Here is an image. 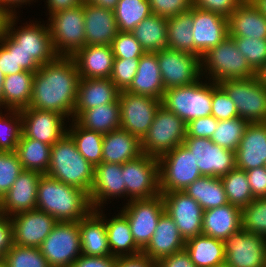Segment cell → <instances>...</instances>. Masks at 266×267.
I'll return each mask as SVG.
<instances>
[{
    "mask_svg": "<svg viewBox=\"0 0 266 267\" xmlns=\"http://www.w3.org/2000/svg\"><path fill=\"white\" fill-rule=\"evenodd\" d=\"M225 263L230 267H264L266 238L244 229L224 241Z\"/></svg>",
    "mask_w": 266,
    "mask_h": 267,
    "instance_id": "e0dca14e",
    "label": "cell"
},
{
    "mask_svg": "<svg viewBox=\"0 0 266 267\" xmlns=\"http://www.w3.org/2000/svg\"><path fill=\"white\" fill-rule=\"evenodd\" d=\"M218 126V120L212 115L196 118L186 124V137L211 138Z\"/></svg>",
    "mask_w": 266,
    "mask_h": 267,
    "instance_id": "6f0895ef",
    "label": "cell"
},
{
    "mask_svg": "<svg viewBox=\"0 0 266 267\" xmlns=\"http://www.w3.org/2000/svg\"><path fill=\"white\" fill-rule=\"evenodd\" d=\"M244 0H193V6L228 18Z\"/></svg>",
    "mask_w": 266,
    "mask_h": 267,
    "instance_id": "680465c9",
    "label": "cell"
},
{
    "mask_svg": "<svg viewBox=\"0 0 266 267\" xmlns=\"http://www.w3.org/2000/svg\"><path fill=\"white\" fill-rule=\"evenodd\" d=\"M35 73L22 71L5 76L3 84V108L22 110L29 106L32 97L33 78Z\"/></svg>",
    "mask_w": 266,
    "mask_h": 267,
    "instance_id": "d590c367",
    "label": "cell"
},
{
    "mask_svg": "<svg viewBox=\"0 0 266 267\" xmlns=\"http://www.w3.org/2000/svg\"><path fill=\"white\" fill-rule=\"evenodd\" d=\"M205 82L199 79L190 85L165 90L162 106L186 124L193 119L211 115L213 82Z\"/></svg>",
    "mask_w": 266,
    "mask_h": 267,
    "instance_id": "5b68a950",
    "label": "cell"
},
{
    "mask_svg": "<svg viewBox=\"0 0 266 267\" xmlns=\"http://www.w3.org/2000/svg\"><path fill=\"white\" fill-rule=\"evenodd\" d=\"M242 229L266 238V198H256L241 210Z\"/></svg>",
    "mask_w": 266,
    "mask_h": 267,
    "instance_id": "7dc6e473",
    "label": "cell"
},
{
    "mask_svg": "<svg viewBox=\"0 0 266 267\" xmlns=\"http://www.w3.org/2000/svg\"><path fill=\"white\" fill-rule=\"evenodd\" d=\"M256 77L260 83L266 87V62L263 66L256 72Z\"/></svg>",
    "mask_w": 266,
    "mask_h": 267,
    "instance_id": "8c879c8a",
    "label": "cell"
},
{
    "mask_svg": "<svg viewBox=\"0 0 266 267\" xmlns=\"http://www.w3.org/2000/svg\"><path fill=\"white\" fill-rule=\"evenodd\" d=\"M251 2L266 16V0H251Z\"/></svg>",
    "mask_w": 266,
    "mask_h": 267,
    "instance_id": "753ad0ef",
    "label": "cell"
},
{
    "mask_svg": "<svg viewBox=\"0 0 266 267\" xmlns=\"http://www.w3.org/2000/svg\"><path fill=\"white\" fill-rule=\"evenodd\" d=\"M246 172L253 197L266 198V166L250 169Z\"/></svg>",
    "mask_w": 266,
    "mask_h": 267,
    "instance_id": "91938a15",
    "label": "cell"
},
{
    "mask_svg": "<svg viewBox=\"0 0 266 267\" xmlns=\"http://www.w3.org/2000/svg\"><path fill=\"white\" fill-rule=\"evenodd\" d=\"M234 102L240 118L249 123L266 122V87L256 76L218 83Z\"/></svg>",
    "mask_w": 266,
    "mask_h": 267,
    "instance_id": "9c48e42d",
    "label": "cell"
},
{
    "mask_svg": "<svg viewBox=\"0 0 266 267\" xmlns=\"http://www.w3.org/2000/svg\"><path fill=\"white\" fill-rule=\"evenodd\" d=\"M233 39L250 67L257 72L266 62V39L250 37H233Z\"/></svg>",
    "mask_w": 266,
    "mask_h": 267,
    "instance_id": "681fc988",
    "label": "cell"
},
{
    "mask_svg": "<svg viewBox=\"0 0 266 267\" xmlns=\"http://www.w3.org/2000/svg\"><path fill=\"white\" fill-rule=\"evenodd\" d=\"M183 144L193 153L202 176L222 177L236 168L235 152L203 137H185Z\"/></svg>",
    "mask_w": 266,
    "mask_h": 267,
    "instance_id": "2e32d148",
    "label": "cell"
},
{
    "mask_svg": "<svg viewBox=\"0 0 266 267\" xmlns=\"http://www.w3.org/2000/svg\"><path fill=\"white\" fill-rule=\"evenodd\" d=\"M211 115L218 121L239 117L234 102L226 91L214 82Z\"/></svg>",
    "mask_w": 266,
    "mask_h": 267,
    "instance_id": "f5cc1de1",
    "label": "cell"
},
{
    "mask_svg": "<svg viewBox=\"0 0 266 267\" xmlns=\"http://www.w3.org/2000/svg\"><path fill=\"white\" fill-rule=\"evenodd\" d=\"M200 62L201 76L208 73L206 77L209 81L217 84L224 80L248 79L256 76V72L248 64L246 57L237 49L231 36H227L217 46L208 50L200 58Z\"/></svg>",
    "mask_w": 266,
    "mask_h": 267,
    "instance_id": "277c9868",
    "label": "cell"
},
{
    "mask_svg": "<svg viewBox=\"0 0 266 267\" xmlns=\"http://www.w3.org/2000/svg\"><path fill=\"white\" fill-rule=\"evenodd\" d=\"M13 244L11 218L0 214V250L5 254Z\"/></svg>",
    "mask_w": 266,
    "mask_h": 267,
    "instance_id": "e7e4bbea",
    "label": "cell"
},
{
    "mask_svg": "<svg viewBox=\"0 0 266 267\" xmlns=\"http://www.w3.org/2000/svg\"><path fill=\"white\" fill-rule=\"evenodd\" d=\"M5 80V75L0 70V108L3 107V84Z\"/></svg>",
    "mask_w": 266,
    "mask_h": 267,
    "instance_id": "34e18365",
    "label": "cell"
},
{
    "mask_svg": "<svg viewBox=\"0 0 266 267\" xmlns=\"http://www.w3.org/2000/svg\"><path fill=\"white\" fill-rule=\"evenodd\" d=\"M142 154L141 140L121 128L103 135L102 162L123 164Z\"/></svg>",
    "mask_w": 266,
    "mask_h": 267,
    "instance_id": "d6a6232c",
    "label": "cell"
},
{
    "mask_svg": "<svg viewBox=\"0 0 266 267\" xmlns=\"http://www.w3.org/2000/svg\"><path fill=\"white\" fill-rule=\"evenodd\" d=\"M0 70L5 76L16 74L14 51H7L0 44Z\"/></svg>",
    "mask_w": 266,
    "mask_h": 267,
    "instance_id": "03108f58",
    "label": "cell"
},
{
    "mask_svg": "<svg viewBox=\"0 0 266 267\" xmlns=\"http://www.w3.org/2000/svg\"><path fill=\"white\" fill-rule=\"evenodd\" d=\"M20 115L22 133L27 138L53 145L67 133L66 117L57 112L27 107L20 110Z\"/></svg>",
    "mask_w": 266,
    "mask_h": 267,
    "instance_id": "ffe728a7",
    "label": "cell"
},
{
    "mask_svg": "<svg viewBox=\"0 0 266 267\" xmlns=\"http://www.w3.org/2000/svg\"><path fill=\"white\" fill-rule=\"evenodd\" d=\"M249 122L240 117L218 121V126L210 138L220 147L236 151Z\"/></svg>",
    "mask_w": 266,
    "mask_h": 267,
    "instance_id": "f6af8a7d",
    "label": "cell"
},
{
    "mask_svg": "<svg viewBox=\"0 0 266 267\" xmlns=\"http://www.w3.org/2000/svg\"><path fill=\"white\" fill-rule=\"evenodd\" d=\"M90 202L94 210H101L107 199L126 195L122 164L101 162L94 168V180L90 190Z\"/></svg>",
    "mask_w": 266,
    "mask_h": 267,
    "instance_id": "603a6c76",
    "label": "cell"
},
{
    "mask_svg": "<svg viewBox=\"0 0 266 267\" xmlns=\"http://www.w3.org/2000/svg\"><path fill=\"white\" fill-rule=\"evenodd\" d=\"M165 212L173 219L181 237L187 241L202 234L203 209L184 191L161 193Z\"/></svg>",
    "mask_w": 266,
    "mask_h": 267,
    "instance_id": "ac0fdd59",
    "label": "cell"
},
{
    "mask_svg": "<svg viewBox=\"0 0 266 267\" xmlns=\"http://www.w3.org/2000/svg\"><path fill=\"white\" fill-rule=\"evenodd\" d=\"M158 162L160 193L183 191L202 176L193 153L184 144L162 155Z\"/></svg>",
    "mask_w": 266,
    "mask_h": 267,
    "instance_id": "ba28073f",
    "label": "cell"
},
{
    "mask_svg": "<svg viewBox=\"0 0 266 267\" xmlns=\"http://www.w3.org/2000/svg\"><path fill=\"white\" fill-rule=\"evenodd\" d=\"M67 129L76 144L77 150L94 167L102 162L103 135L100 132L88 130L82 127L75 119Z\"/></svg>",
    "mask_w": 266,
    "mask_h": 267,
    "instance_id": "b9f144b4",
    "label": "cell"
},
{
    "mask_svg": "<svg viewBox=\"0 0 266 267\" xmlns=\"http://www.w3.org/2000/svg\"><path fill=\"white\" fill-rule=\"evenodd\" d=\"M139 59L114 58L110 79L120 90H126L137 73Z\"/></svg>",
    "mask_w": 266,
    "mask_h": 267,
    "instance_id": "db71d44e",
    "label": "cell"
},
{
    "mask_svg": "<svg viewBox=\"0 0 266 267\" xmlns=\"http://www.w3.org/2000/svg\"><path fill=\"white\" fill-rule=\"evenodd\" d=\"M220 179L224 186L228 203L242 210L255 199L244 170L235 168L220 177Z\"/></svg>",
    "mask_w": 266,
    "mask_h": 267,
    "instance_id": "ee69618b",
    "label": "cell"
},
{
    "mask_svg": "<svg viewBox=\"0 0 266 267\" xmlns=\"http://www.w3.org/2000/svg\"><path fill=\"white\" fill-rule=\"evenodd\" d=\"M217 267H230V266H228L226 263H223L221 265H218Z\"/></svg>",
    "mask_w": 266,
    "mask_h": 267,
    "instance_id": "2a66077c",
    "label": "cell"
},
{
    "mask_svg": "<svg viewBox=\"0 0 266 267\" xmlns=\"http://www.w3.org/2000/svg\"><path fill=\"white\" fill-rule=\"evenodd\" d=\"M39 249L50 267H70L82 255L78 221L57 222Z\"/></svg>",
    "mask_w": 266,
    "mask_h": 267,
    "instance_id": "30bf717a",
    "label": "cell"
},
{
    "mask_svg": "<svg viewBox=\"0 0 266 267\" xmlns=\"http://www.w3.org/2000/svg\"><path fill=\"white\" fill-rule=\"evenodd\" d=\"M157 266L158 267H196V265L192 262L189 253L185 249L161 258L157 262Z\"/></svg>",
    "mask_w": 266,
    "mask_h": 267,
    "instance_id": "94428289",
    "label": "cell"
},
{
    "mask_svg": "<svg viewBox=\"0 0 266 267\" xmlns=\"http://www.w3.org/2000/svg\"><path fill=\"white\" fill-rule=\"evenodd\" d=\"M242 228L241 209L227 203L203 211L202 234L225 241Z\"/></svg>",
    "mask_w": 266,
    "mask_h": 267,
    "instance_id": "f546056e",
    "label": "cell"
},
{
    "mask_svg": "<svg viewBox=\"0 0 266 267\" xmlns=\"http://www.w3.org/2000/svg\"><path fill=\"white\" fill-rule=\"evenodd\" d=\"M0 44L7 51H14V60L16 62V73L22 71L37 72L40 65L23 50L17 48V44L5 33L1 39Z\"/></svg>",
    "mask_w": 266,
    "mask_h": 267,
    "instance_id": "9f6ffc18",
    "label": "cell"
},
{
    "mask_svg": "<svg viewBox=\"0 0 266 267\" xmlns=\"http://www.w3.org/2000/svg\"><path fill=\"white\" fill-rule=\"evenodd\" d=\"M157 262L151 260L147 255L140 253L135 256L116 257L114 267H156Z\"/></svg>",
    "mask_w": 266,
    "mask_h": 267,
    "instance_id": "be15d7a7",
    "label": "cell"
},
{
    "mask_svg": "<svg viewBox=\"0 0 266 267\" xmlns=\"http://www.w3.org/2000/svg\"><path fill=\"white\" fill-rule=\"evenodd\" d=\"M119 0H84L89 4L102 7L105 9L114 10Z\"/></svg>",
    "mask_w": 266,
    "mask_h": 267,
    "instance_id": "89a4df30",
    "label": "cell"
},
{
    "mask_svg": "<svg viewBox=\"0 0 266 267\" xmlns=\"http://www.w3.org/2000/svg\"><path fill=\"white\" fill-rule=\"evenodd\" d=\"M183 191L197 201L203 210L228 203L224 186L219 177L201 176Z\"/></svg>",
    "mask_w": 266,
    "mask_h": 267,
    "instance_id": "74e56055",
    "label": "cell"
},
{
    "mask_svg": "<svg viewBox=\"0 0 266 267\" xmlns=\"http://www.w3.org/2000/svg\"><path fill=\"white\" fill-rule=\"evenodd\" d=\"M185 137L186 123L161 105L148 132L141 139L142 153L160 158L183 144Z\"/></svg>",
    "mask_w": 266,
    "mask_h": 267,
    "instance_id": "8992f818",
    "label": "cell"
},
{
    "mask_svg": "<svg viewBox=\"0 0 266 267\" xmlns=\"http://www.w3.org/2000/svg\"><path fill=\"white\" fill-rule=\"evenodd\" d=\"M103 211L93 210L78 221L81 253L85 256L105 257L111 255Z\"/></svg>",
    "mask_w": 266,
    "mask_h": 267,
    "instance_id": "f1b7e54d",
    "label": "cell"
},
{
    "mask_svg": "<svg viewBox=\"0 0 266 267\" xmlns=\"http://www.w3.org/2000/svg\"><path fill=\"white\" fill-rule=\"evenodd\" d=\"M192 17L196 56L201 58L208 50L229 36L228 18L194 6L192 7Z\"/></svg>",
    "mask_w": 266,
    "mask_h": 267,
    "instance_id": "44dd1931",
    "label": "cell"
},
{
    "mask_svg": "<svg viewBox=\"0 0 266 267\" xmlns=\"http://www.w3.org/2000/svg\"><path fill=\"white\" fill-rule=\"evenodd\" d=\"M13 244L39 248L58 222L50 214L33 209L12 215Z\"/></svg>",
    "mask_w": 266,
    "mask_h": 267,
    "instance_id": "d6986e66",
    "label": "cell"
},
{
    "mask_svg": "<svg viewBox=\"0 0 266 267\" xmlns=\"http://www.w3.org/2000/svg\"><path fill=\"white\" fill-rule=\"evenodd\" d=\"M192 28V8L187 12L167 18L168 48L196 55Z\"/></svg>",
    "mask_w": 266,
    "mask_h": 267,
    "instance_id": "60d3db41",
    "label": "cell"
},
{
    "mask_svg": "<svg viewBox=\"0 0 266 267\" xmlns=\"http://www.w3.org/2000/svg\"><path fill=\"white\" fill-rule=\"evenodd\" d=\"M76 121L82 127L102 134L117 130L121 123L119 101L85 110Z\"/></svg>",
    "mask_w": 266,
    "mask_h": 267,
    "instance_id": "f35d334b",
    "label": "cell"
},
{
    "mask_svg": "<svg viewBox=\"0 0 266 267\" xmlns=\"http://www.w3.org/2000/svg\"><path fill=\"white\" fill-rule=\"evenodd\" d=\"M2 113L1 110L0 151L15 152L19 139L22 136V117L20 115V110H7L10 116H8L7 113Z\"/></svg>",
    "mask_w": 266,
    "mask_h": 267,
    "instance_id": "bcb514c9",
    "label": "cell"
},
{
    "mask_svg": "<svg viewBox=\"0 0 266 267\" xmlns=\"http://www.w3.org/2000/svg\"><path fill=\"white\" fill-rule=\"evenodd\" d=\"M48 20L52 46L58 56H72L85 46L84 3L57 11Z\"/></svg>",
    "mask_w": 266,
    "mask_h": 267,
    "instance_id": "52a82bcc",
    "label": "cell"
},
{
    "mask_svg": "<svg viewBox=\"0 0 266 267\" xmlns=\"http://www.w3.org/2000/svg\"><path fill=\"white\" fill-rule=\"evenodd\" d=\"M114 58L140 59L145 53L131 32H118L112 42Z\"/></svg>",
    "mask_w": 266,
    "mask_h": 267,
    "instance_id": "816d5d0a",
    "label": "cell"
},
{
    "mask_svg": "<svg viewBox=\"0 0 266 267\" xmlns=\"http://www.w3.org/2000/svg\"><path fill=\"white\" fill-rule=\"evenodd\" d=\"M23 170L16 152L0 151V199L12 187Z\"/></svg>",
    "mask_w": 266,
    "mask_h": 267,
    "instance_id": "f907efd6",
    "label": "cell"
},
{
    "mask_svg": "<svg viewBox=\"0 0 266 267\" xmlns=\"http://www.w3.org/2000/svg\"><path fill=\"white\" fill-rule=\"evenodd\" d=\"M120 90L110 78H83L79 80L77 102L74 109L76 120L85 110L114 103Z\"/></svg>",
    "mask_w": 266,
    "mask_h": 267,
    "instance_id": "4316f807",
    "label": "cell"
},
{
    "mask_svg": "<svg viewBox=\"0 0 266 267\" xmlns=\"http://www.w3.org/2000/svg\"><path fill=\"white\" fill-rule=\"evenodd\" d=\"M121 212L127 217L135 243L143 250L150 242L161 215L165 212L161 194L149 199L128 201Z\"/></svg>",
    "mask_w": 266,
    "mask_h": 267,
    "instance_id": "4fadbf2b",
    "label": "cell"
},
{
    "mask_svg": "<svg viewBox=\"0 0 266 267\" xmlns=\"http://www.w3.org/2000/svg\"><path fill=\"white\" fill-rule=\"evenodd\" d=\"M71 57L77 65L80 79L111 77L114 54L110 45H87Z\"/></svg>",
    "mask_w": 266,
    "mask_h": 267,
    "instance_id": "d4e9b609",
    "label": "cell"
},
{
    "mask_svg": "<svg viewBox=\"0 0 266 267\" xmlns=\"http://www.w3.org/2000/svg\"><path fill=\"white\" fill-rule=\"evenodd\" d=\"M50 154L46 175L90 194L95 167L77 150L68 133L51 146Z\"/></svg>",
    "mask_w": 266,
    "mask_h": 267,
    "instance_id": "3957f363",
    "label": "cell"
},
{
    "mask_svg": "<svg viewBox=\"0 0 266 267\" xmlns=\"http://www.w3.org/2000/svg\"><path fill=\"white\" fill-rule=\"evenodd\" d=\"M0 267H6V265L3 263V264H0Z\"/></svg>",
    "mask_w": 266,
    "mask_h": 267,
    "instance_id": "b9fcfbb0",
    "label": "cell"
},
{
    "mask_svg": "<svg viewBox=\"0 0 266 267\" xmlns=\"http://www.w3.org/2000/svg\"><path fill=\"white\" fill-rule=\"evenodd\" d=\"M235 158L236 168L244 171L266 166V122L247 125Z\"/></svg>",
    "mask_w": 266,
    "mask_h": 267,
    "instance_id": "cb8c5ba5",
    "label": "cell"
},
{
    "mask_svg": "<svg viewBox=\"0 0 266 267\" xmlns=\"http://www.w3.org/2000/svg\"><path fill=\"white\" fill-rule=\"evenodd\" d=\"M42 175L36 171L23 170L1 198L0 214L11 217L20 212L36 209L37 187Z\"/></svg>",
    "mask_w": 266,
    "mask_h": 267,
    "instance_id": "7402d4cb",
    "label": "cell"
},
{
    "mask_svg": "<svg viewBox=\"0 0 266 267\" xmlns=\"http://www.w3.org/2000/svg\"><path fill=\"white\" fill-rule=\"evenodd\" d=\"M152 14L170 18L187 12L193 7V0H148Z\"/></svg>",
    "mask_w": 266,
    "mask_h": 267,
    "instance_id": "11a10c76",
    "label": "cell"
},
{
    "mask_svg": "<svg viewBox=\"0 0 266 267\" xmlns=\"http://www.w3.org/2000/svg\"><path fill=\"white\" fill-rule=\"evenodd\" d=\"M85 46L112 45L119 32L114 11L84 2Z\"/></svg>",
    "mask_w": 266,
    "mask_h": 267,
    "instance_id": "484cf974",
    "label": "cell"
},
{
    "mask_svg": "<svg viewBox=\"0 0 266 267\" xmlns=\"http://www.w3.org/2000/svg\"><path fill=\"white\" fill-rule=\"evenodd\" d=\"M36 209L50 214L58 222H76L94 210L89 193L46 174L38 182Z\"/></svg>",
    "mask_w": 266,
    "mask_h": 267,
    "instance_id": "7a4b0ae2",
    "label": "cell"
},
{
    "mask_svg": "<svg viewBox=\"0 0 266 267\" xmlns=\"http://www.w3.org/2000/svg\"><path fill=\"white\" fill-rule=\"evenodd\" d=\"M113 11L120 32H132L152 14L148 0H119Z\"/></svg>",
    "mask_w": 266,
    "mask_h": 267,
    "instance_id": "7bdbcfd3",
    "label": "cell"
},
{
    "mask_svg": "<svg viewBox=\"0 0 266 267\" xmlns=\"http://www.w3.org/2000/svg\"><path fill=\"white\" fill-rule=\"evenodd\" d=\"M185 250L196 267H217L225 263L224 241L198 235L185 241Z\"/></svg>",
    "mask_w": 266,
    "mask_h": 267,
    "instance_id": "e575fe53",
    "label": "cell"
},
{
    "mask_svg": "<svg viewBox=\"0 0 266 267\" xmlns=\"http://www.w3.org/2000/svg\"><path fill=\"white\" fill-rule=\"evenodd\" d=\"M116 257L108 255L105 257L81 255L70 267H114Z\"/></svg>",
    "mask_w": 266,
    "mask_h": 267,
    "instance_id": "6125c7cd",
    "label": "cell"
},
{
    "mask_svg": "<svg viewBox=\"0 0 266 267\" xmlns=\"http://www.w3.org/2000/svg\"><path fill=\"white\" fill-rule=\"evenodd\" d=\"M49 15L60 10L70 9L84 3V0H46Z\"/></svg>",
    "mask_w": 266,
    "mask_h": 267,
    "instance_id": "003e7915",
    "label": "cell"
},
{
    "mask_svg": "<svg viewBox=\"0 0 266 267\" xmlns=\"http://www.w3.org/2000/svg\"><path fill=\"white\" fill-rule=\"evenodd\" d=\"M156 55L165 90L202 79L200 57L170 48H164Z\"/></svg>",
    "mask_w": 266,
    "mask_h": 267,
    "instance_id": "5bb4252c",
    "label": "cell"
},
{
    "mask_svg": "<svg viewBox=\"0 0 266 267\" xmlns=\"http://www.w3.org/2000/svg\"><path fill=\"white\" fill-rule=\"evenodd\" d=\"M125 91L162 100L165 87L162 82L156 53L145 52L140 57L137 73Z\"/></svg>",
    "mask_w": 266,
    "mask_h": 267,
    "instance_id": "1f68e13d",
    "label": "cell"
},
{
    "mask_svg": "<svg viewBox=\"0 0 266 267\" xmlns=\"http://www.w3.org/2000/svg\"><path fill=\"white\" fill-rule=\"evenodd\" d=\"M185 249V240L181 237L178 227L164 212L155 228L154 234L142 253L151 260L158 262L161 258Z\"/></svg>",
    "mask_w": 266,
    "mask_h": 267,
    "instance_id": "83f0119b",
    "label": "cell"
},
{
    "mask_svg": "<svg viewBox=\"0 0 266 267\" xmlns=\"http://www.w3.org/2000/svg\"><path fill=\"white\" fill-rule=\"evenodd\" d=\"M145 52L156 53L167 45V18L151 14L131 32Z\"/></svg>",
    "mask_w": 266,
    "mask_h": 267,
    "instance_id": "8d00e7d4",
    "label": "cell"
},
{
    "mask_svg": "<svg viewBox=\"0 0 266 267\" xmlns=\"http://www.w3.org/2000/svg\"><path fill=\"white\" fill-rule=\"evenodd\" d=\"M4 264L6 267H50L39 248L16 244L5 253Z\"/></svg>",
    "mask_w": 266,
    "mask_h": 267,
    "instance_id": "c3c4849f",
    "label": "cell"
},
{
    "mask_svg": "<svg viewBox=\"0 0 266 267\" xmlns=\"http://www.w3.org/2000/svg\"><path fill=\"white\" fill-rule=\"evenodd\" d=\"M80 77L71 56H57L40 66L33 78L29 108L54 111L74 119Z\"/></svg>",
    "mask_w": 266,
    "mask_h": 267,
    "instance_id": "6da1fadb",
    "label": "cell"
},
{
    "mask_svg": "<svg viewBox=\"0 0 266 267\" xmlns=\"http://www.w3.org/2000/svg\"><path fill=\"white\" fill-rule=\"evenodd\" d=\"M30 1L32 2L34 0H0V6L4 7L10 14H15V8L17 6L19 7V5L21 6L23 4L27 5V2L30 4Z\"/></svg>",
    "mask_w": 266,
    "mask_h": 267,
    "instance_id": "a7ac6f4b",
    "label": "cell"
},
{
    "mask_svg": "<svg viewBox=\"0 0 266 267\" xmlns=\"http://www.w3.org/2000/svg\"><path fill=\"white\" fill-rule=\"evenodd\" d=\"M11 14L2 6H0V39L5 34L6 23Z\"/></svg>",
    "mask_w": 266,
    "mask_h": 267,
    "instance_id": "2644e50d",
    "label": "cell"
},
{
    "mask_svg": "<svg viewBox=\"0 0 266 267\" xmlns=\"http://www.w3.org/2000/svg\"><path fill=\"white\" fill-rule=\"evenodd\" d=\"M228 30L231 37L266 39V16L251 0H244L228 17Z\"/></svg>",
    "mask_w": 266,
    "mask_h": 267,
    "instance_id": "4dcf8cb0",
    "label": "cell"
},
{
    "mask_svg": "<svg viewBox=\"0 0 266 267\" xmlns=\"http://www.w3.org/2000/svg\"><path fill=\"white\" fill-rule=\"evenodd\" d=\"M16 17L17 13L9 16L5 33L17 44V48L27 53L40 66L53 61L58 55L52 46L49 25L30 21V25L26 22V26L15 29Z\"/></svg>",
    "mask_w": 266,
    "mask_h": 267,
    "instance_id": "8fae6325",
    "label": "cell"
},
{
    "mask_svg": "<svg viewBox=\"0 0 266 267\" xmlns=\"http://www.w3.org/2000/svg\"><path fill=\"white\" fill-rule=\"evenodd\" d=\"M5 254L0 250V264L4 263Z\"/></svg>",
    "mask_w": 266,
    "mask_h": 267,
    "instance_id": "11e5206c",
    "label": "cell"
},
{
    "mask_svg": "<svg viewBox=\"0 0 266 267\" xmlns=\"http://www.w3.org/2000/svg\"><path fill=\"white\" fill-rule=\"evenodd\" d=\"M51 146L23 133L17 144L16 153L24 170L46 174L50 165Z\"/></svg>",
    "mask_w": 266,
    "mask_h": 267,
    "instance_id": "ab89813d",
    "label": "cell"
},
{
    "mask_svg": "<svg viewBox=\"0 0 266 267\" xmlns=\"http://www.w3.org/2000/svg\"><path fill=\"white\" fill-rule=\"evenodd\" d=\"M126 196L130 200L149 199L160 193L158 158L142 153L122 164Z\"/></svg>",
    "mask_w": 266,
    "mask_h": 267,
    "instance_id": "7c38bea8",
    "label": "cell"
},
{
    "mask_svg": "<svg viewBox=\"0 0 266 267\" xmlns=\"http://www.w3.org/2000/svg\"><path fill=\"white\" fill-rule=\"evenodd\" d=\"M120 128L140 140L148 132L162 100L146 95H136L125 90L119 92Z\"/></svg>",
    "mask_w": 266,
    "mask_h": 267,
    "instance_id": "9a60e30c",
    "label": "cell"
},
{
    "mask_svg": "<svg viewBox=\"0 0 266 267\" xmlns=\"http://www.w3.org/2000/svg\"><path fill=\"white\" fill-rule=\"evenodd\" d=\"M107 238L112 256H135L142 249L135 243L127 217L120 213L105 220Z\"/></svg>",
    "mask_w": 266,
    "mask_h": 267,
    "instance_id": "836d02e7",
    "label": "cell"
}]
</instances>
